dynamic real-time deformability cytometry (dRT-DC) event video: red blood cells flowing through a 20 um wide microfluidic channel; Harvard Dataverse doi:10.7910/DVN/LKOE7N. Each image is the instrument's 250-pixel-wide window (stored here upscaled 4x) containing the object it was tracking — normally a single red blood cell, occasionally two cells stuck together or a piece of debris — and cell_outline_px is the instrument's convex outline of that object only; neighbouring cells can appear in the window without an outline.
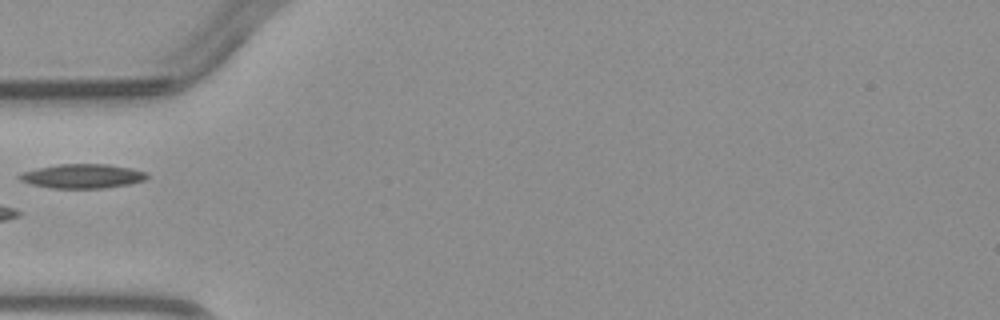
{"species": "common noctule bat (a hibernating species)", "species_latin": "Nyctalus noctula", "temperature_condition": "warm", "stored_images_in_passage": 3, "camera_frame_rate_fps": 3000, "um_per_image_px": 0.085, "animal": {"sex": "male", "body_mass_g": 23.1, "forearm_length_mm": 52.7}, "frame": {"image": 1, "passage_image": 3, "time_ms": 3.333, "image_size_px": [1000, 320], "cell_outline_px": [[148, 176], [144, 180], [128, 184], [100, 188], [52, 188], [32, 184], [20, 180], [16, 176], [24, 172], [36, 168], [60, 164], [108, 164], [132, 168], [148, 172]], "centroid_in_image_um": [7.02, 14.96], "position_along_channel_um": 78.0, "area_um2": 17.92}}